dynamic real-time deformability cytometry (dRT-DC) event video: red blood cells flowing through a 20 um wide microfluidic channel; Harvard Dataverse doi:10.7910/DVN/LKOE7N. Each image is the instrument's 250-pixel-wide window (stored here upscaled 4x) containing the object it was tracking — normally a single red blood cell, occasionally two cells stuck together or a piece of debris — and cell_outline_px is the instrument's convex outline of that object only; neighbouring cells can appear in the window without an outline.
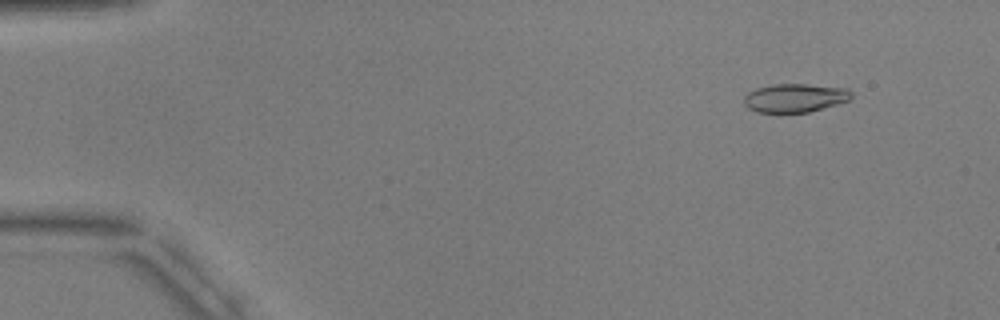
{"species": "common noctule bat (a hibernating species)", "species_latin": "Nyctalus noctula", "temperature_condition": "warm", "stored_images_in_passage": 5, "camera_frame_rate_fps": 3000, "um_per_image_px": 0.085, "animal": {"sex": "male", "body_mass_g": 17.9, "forearm_length_mm": 54.2}, "frame": {"image": 1, "passage_image": 2, "time_ms": 1.333, "image_size_px": [1000, 320], "cell_outline_px": [[852, 96], [848, 100], [836, 104], [808, 112], [756, 112], [748, 108], [744, 104], [744, 96], [748, 92], [756, 88], [772, 84], [804, 84], [848, 88], [852, 92]], "centroid_in_image_um": [67.54, 8.31], "position_along_channel_um": 17.5, "area_um2": 17.8}}
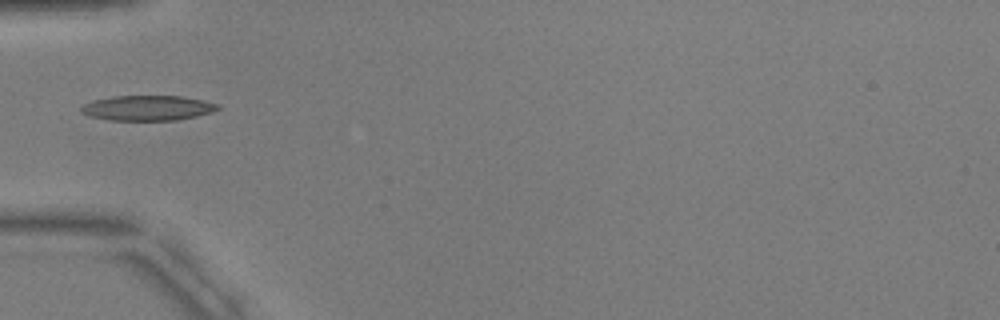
{"frame": {"image": 2, "passage_image": 5, "time_ms": 5.667, "image_size_px": [1000, 320], "cell_outline_px": [[220, 108], [212, 112], [196, 116], [176, 120], [112, 120], [88, 116], [80, 112], [80, 108], [84, 104], [96, 100], [112, 96], [180, 96], [220, 104]], "centroid_in_image_um": [12.54, 9.18], "position_along_channel_um": 72.5, "area_um2": 19.83}}